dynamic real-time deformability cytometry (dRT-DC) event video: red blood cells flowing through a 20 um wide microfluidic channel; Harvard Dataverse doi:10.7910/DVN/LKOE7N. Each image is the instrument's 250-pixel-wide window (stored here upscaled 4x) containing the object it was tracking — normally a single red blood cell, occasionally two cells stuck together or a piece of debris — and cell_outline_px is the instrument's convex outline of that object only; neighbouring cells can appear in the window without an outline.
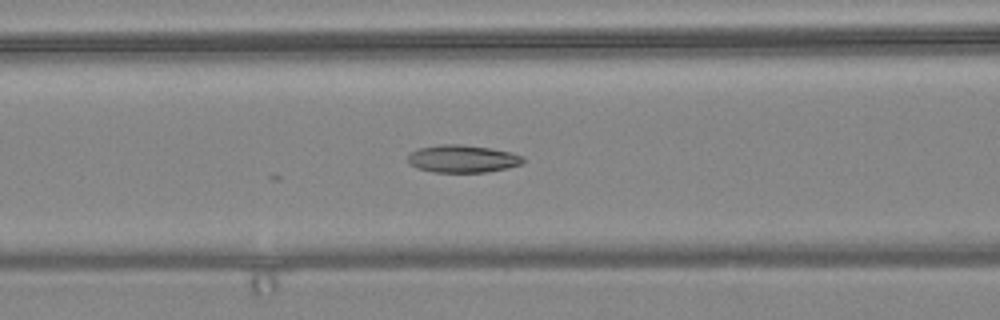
{"species": "common noctule bat (a hibernating species)", "species_latin": "Nyctalus noctula", "temperature_condition": "warm", "stored_images_in_passage": 29, "camera_frame_rate_fps": 3000, "um_per_image_px": 0.085, "animal": {"sex": "female", "body_mass_g": 24.6, "forearm_length_mm": 56.2}, "frame": {"image": 1, "passage_image": 23, "time_ms": 7.333, "image_size_px": [1000, 320], "cell_outline_px": [[524, 160], [520, 164], [508, 168], [488, 172], [432, 172], [416, 168], [408, 164], [408, 152], [420, 148], [440, 144], [460, 144], [492, 148], [512, 152], [524, 156]], "centroid_in_image_um": [39.3, 13.49], "position_along_channel_um": 127.3, "area_um2": 18.79}}
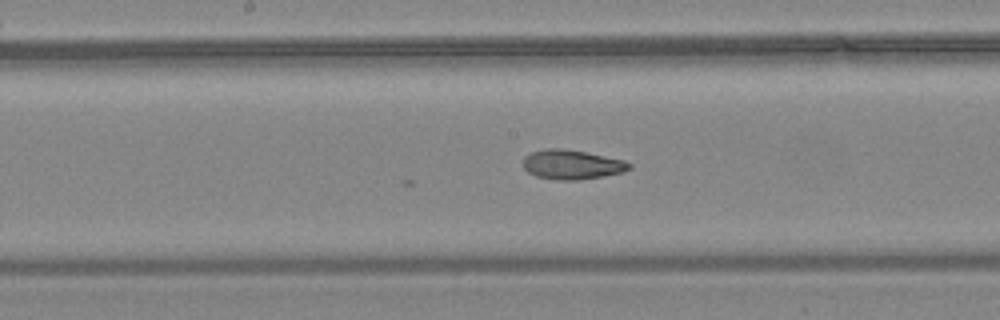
{"frame": {"image": 2, "passage_image": 29, "time_ms": 9.333, "image_size_px": [1000, 320], "cell_outline_px": [[632, 168], [624, 172], [604, 176], [580, 180], [560, 180], [536, 176], [528, 172], [524, 168], [524, 156], [532, 152], [548, 148], [560, 148], [584, 152], [624, 160], [632, 164]], "centroid_in_image_um": [48.64, 14.0], "position_along_channel_um": 199.6, "area_um2": 18.15}}